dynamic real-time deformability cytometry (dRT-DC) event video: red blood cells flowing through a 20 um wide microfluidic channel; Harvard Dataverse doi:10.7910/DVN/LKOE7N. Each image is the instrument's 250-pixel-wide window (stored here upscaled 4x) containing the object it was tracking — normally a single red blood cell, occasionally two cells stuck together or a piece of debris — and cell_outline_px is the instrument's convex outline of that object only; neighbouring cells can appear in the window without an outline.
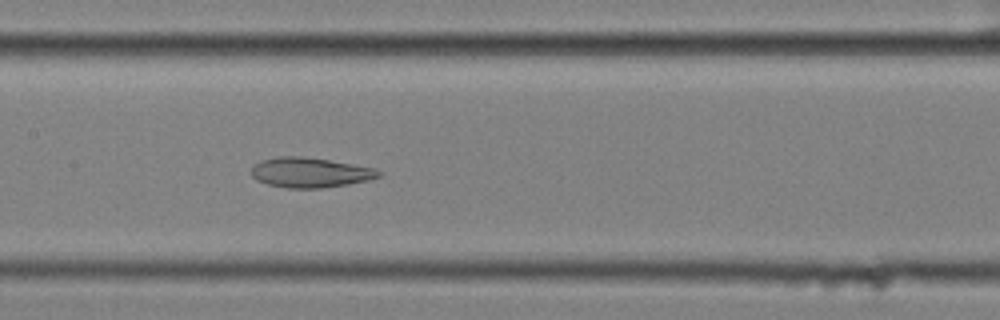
{"species": "common noctule bat (a hibernating species)", "species_latin": "Nyctalus noctula", "temperature_condition": "cold", "stored_images_in_passage": 42, "camera_frame_rate_fps": 3000, "um_per_image_px": 0.085, "animal": {"sex": "female", "body_mass_g": 25.1}, "frame": {"image": 1, "passage_image": 13, "time_ms": 4.0, "image_size_px": [1000, 320], "cell_outline_px": [[380, 176], [368, 180], [348, 184], [320, 188], [288, 188], [268, 184], [256, 180], [252, 176], [252, 164], [260, 160], [280, 156], [300, 156], [328, 160], [376, 168], [380, 172]], "centroid_in_image_um": [26.32, 14.66], "position_along_channel_um": 181.1, "area_um2": 22.14}}
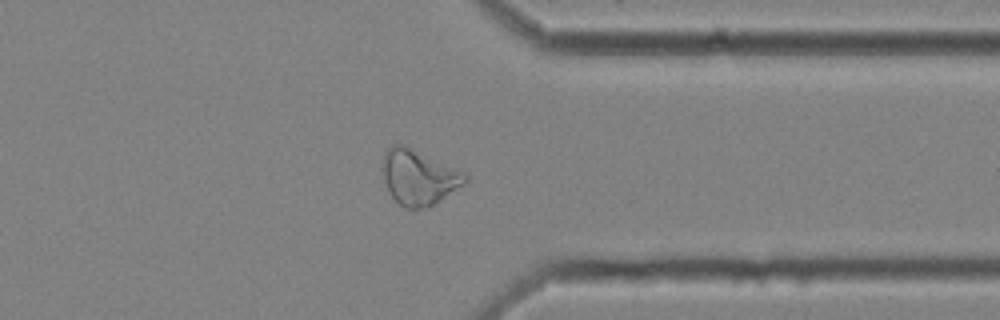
{"frame": {"image": 2, "passage_image": 30, "time_ms": 9.667, "image_size_px": [1000, 320], "cell_outline_px": [[468, 180], [464, 184], [428, 208], [404, 208], [388, 192], [384, 180], [384, 152], [388, 148], [396, 144], [400, 144], [464, 172], [468, 176]], "centroid_in_image_um": [35.59, 15.1], "position_along_channel_um": 375.8, "area_um2": 25.78}}
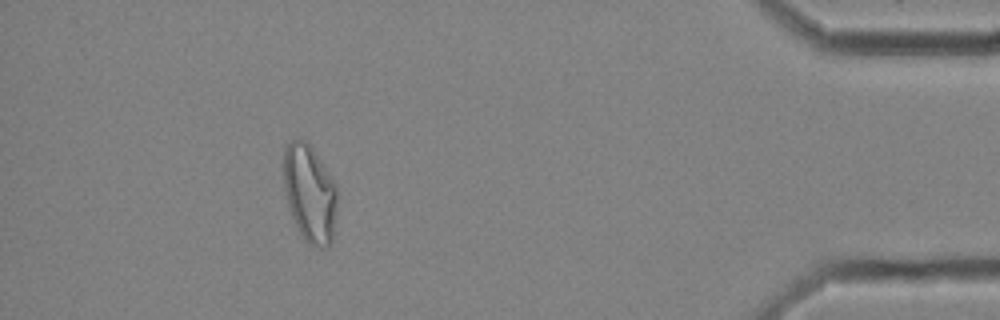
{"frame": {"image": 3, "passage_image": 37, "time_ms": 12.0, "image_size_px": [1000, 320], "cell_outline_px": [[336, 208], [332, 240], [324, 248], [320, 248], [308, 244], [304, 240], [288, 208], [284, 188], [284, 148], [292, 140], [300, 136], [312, 148], [336, 184]], "centroid_in_image_um": [26.31, 16.43], "position_along_channel_um": 408.9, "area_um2": 30.29}, "authors_computed_cell_mechanics": {"area_um2": 23.8136, "velocity_mm_per_s": 3.4851, "shape_relaxation_time_tau1_ms": null, "shape_relaxation_time_tau2_ms": 3.6484, "deformation_change_tau1": null, "deformation_change_tau2": 0.1142}}